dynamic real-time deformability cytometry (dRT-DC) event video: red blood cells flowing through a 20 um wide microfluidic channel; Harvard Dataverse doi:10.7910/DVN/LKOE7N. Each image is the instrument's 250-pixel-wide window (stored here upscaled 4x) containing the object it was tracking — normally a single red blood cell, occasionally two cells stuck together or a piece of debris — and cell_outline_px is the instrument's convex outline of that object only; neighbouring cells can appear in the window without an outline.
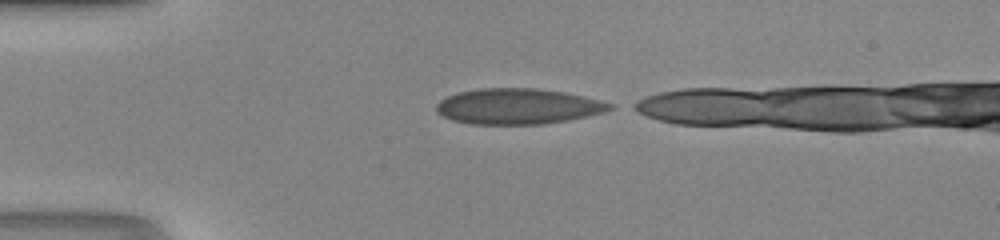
{"species": "human", "species_latin": "Homo sapiens", "temperature_condition": "room temperature", "stored_images_in_passage": 30, "camera_frame_rate_fps": 3000, "um_per_image_px": 0.085, "donor": {"sex": "male"}, "frame": {"image": 1, "passage_image": 1, "time_ms": 0.0, "image_size_px": [1000, 240], "cell_outline_px": [[612, 108], [604, 112], [568, 120], [540, 124], [472, 124], [452, 120], [436, 112], [436, 104], [440, 100], [448, 96], [460, 92], [480, 88], [536, 88], [560, 92], [580, 96], [612, 104]], "centroid_in_image_um": [43.96, 9.04], "position_along_channel_um": 41.0, "area_um2": 35.49}}
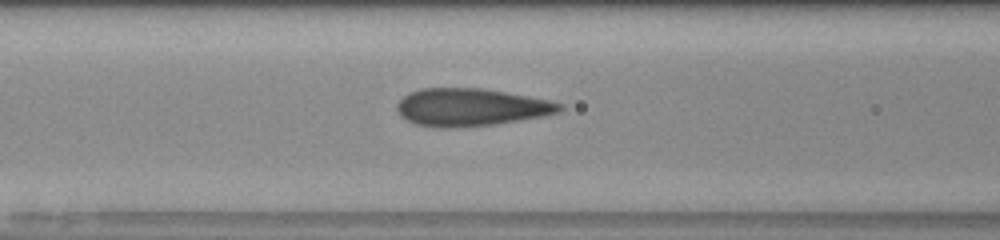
{"frame": {"image": 2, "passage_image": 9, "time_ms": 2.667, "image_size_px": [1000, 240], "cell_outline_px": [[564, 108], [560, 112], [544, 116], [496, 124], [448, 128], [440, 128], [416, 124], [400, 116], [396, 108], [396, 104], [404, 96], [420, 88], [484, 88], [548, 100], [564, 104]], "centroid_in_image_um": [40.03, 9.12], "position_along_channel_um": 126.6, "area_um2": 35.66}}
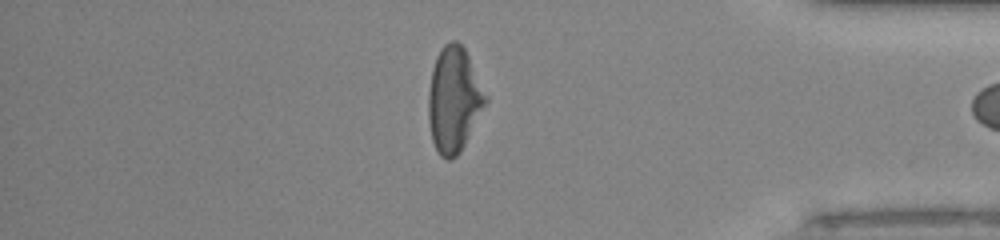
{"frame": {"image": 3, "passage_image": 29, "time_ms": 9.333, "image_size_px": [1000, 240], "cell_outline_px": [[488, 100], [460, 152], [456, 156], [448, 160], [440, 156], [432, 140], [428, 120], [428, 92], [432, 68], [436, 56], [440, 48], [444, 44], [452, 40], [456, 40], [464, 48], [488, 96]], "centroid_in_image_um": [38.56, 8.45], "position_along_channel_um": 396.6, "area_um2": 34.97}}